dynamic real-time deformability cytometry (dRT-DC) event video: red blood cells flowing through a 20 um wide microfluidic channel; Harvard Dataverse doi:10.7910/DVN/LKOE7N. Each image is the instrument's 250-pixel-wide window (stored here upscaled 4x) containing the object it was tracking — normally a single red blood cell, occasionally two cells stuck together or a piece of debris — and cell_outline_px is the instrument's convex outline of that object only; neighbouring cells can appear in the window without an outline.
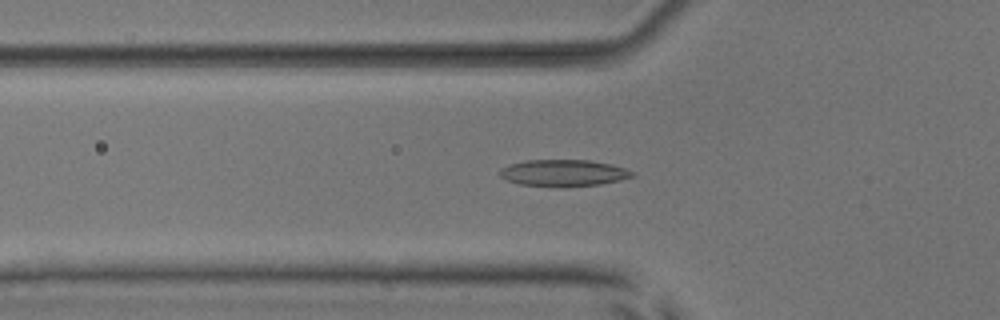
{"species": "common noctule bat (a hibernating species)", "species_latin": "Nyctalus noctula", "temperature_condition": "room temperature", "stored_images_in_passage": 48, "camera_frame_rate_fps": 3000, "um_per_image_px": 0.085, "animal": {"sex": "male", "body_mass_g": 17.9, "forearm_length_mm": 54.2}, "frame": {"image": 1, "passage_image": 14, "time_ms": 4.333, "image_size_px": [1000, 320], "cell_outline_px": [[636, 176], [620, 180], [600, 184], [560, 188], [520, 184], [508, 180], [500, 176], [500, 168], [512, 164], [528, 160], [592, 160], [612, 164], [636, 172]], "centroid_in_image_um": [47.96, 14.71], "position_along_channel_um": 77.8, "area_um2": 20.81}}
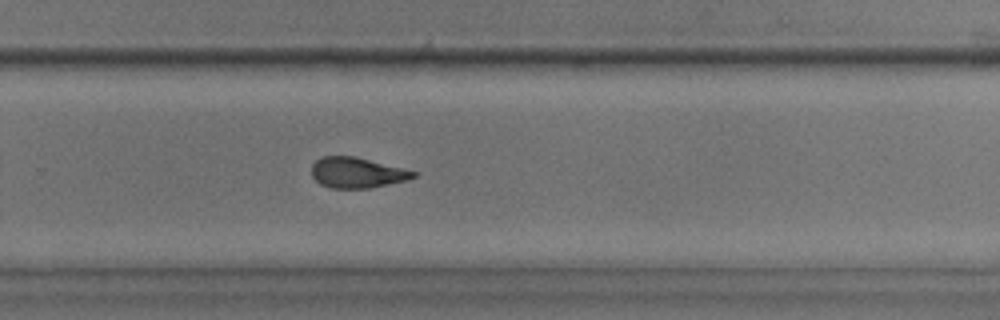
{"frame": {"image": 2, "passage_image": 31, "time_ms": 10.0, "image_size_px": [1000, 320], "cell_outline_px": [[420, 172], [416, 176], [408, 180], [372, 188], [332, 188], [320, 184], [312, 176], [312, 164], [316, 160], [324, 156], [356, 156]], "centroid_in_image_um": [30.39, 14.67], "position_along_channel_um": 299.4, "area_um2": 18.32}}
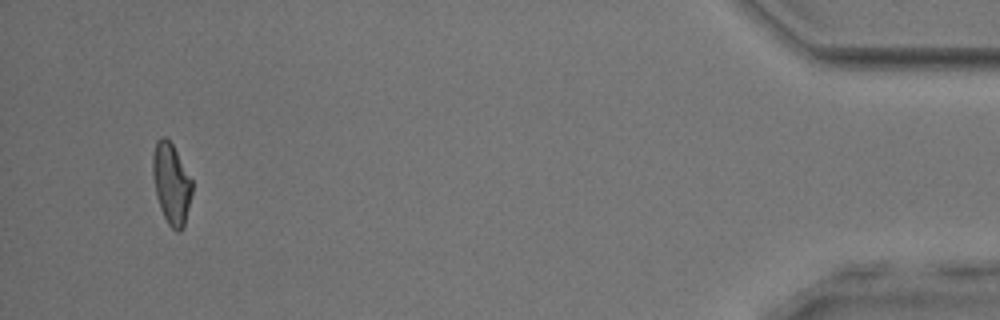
{"frame": {"image": 3, "passage_image": 46, "time_ms": 15.0, "image_size_px": [1000, 320], "cell_outline_px": [[192, 192], [184, 224], [180, 232], [176, 232], [168, 224], [160, 208], [156, 196], [152, 176], [152, 156], [156, 140], [160, 136], [164, 136], [172, 144], [192, 180]], "centroid_in_image_um": [14.54, 15.6], "position_along_channel_um": 420.7, "area_um2": 18.5}, "authors_computed_cell_mechanics": {"area_um2": 19.0451, "velocity_mm_per_s": 3.9135, "shape_relaxation_time_tau1_ms": 5.2995, "shape_relaxation_time_tau2_ms": 2.7336, "deformation_change_tau1": 0.1546, "deformation_change_tau2": 0.1119}}